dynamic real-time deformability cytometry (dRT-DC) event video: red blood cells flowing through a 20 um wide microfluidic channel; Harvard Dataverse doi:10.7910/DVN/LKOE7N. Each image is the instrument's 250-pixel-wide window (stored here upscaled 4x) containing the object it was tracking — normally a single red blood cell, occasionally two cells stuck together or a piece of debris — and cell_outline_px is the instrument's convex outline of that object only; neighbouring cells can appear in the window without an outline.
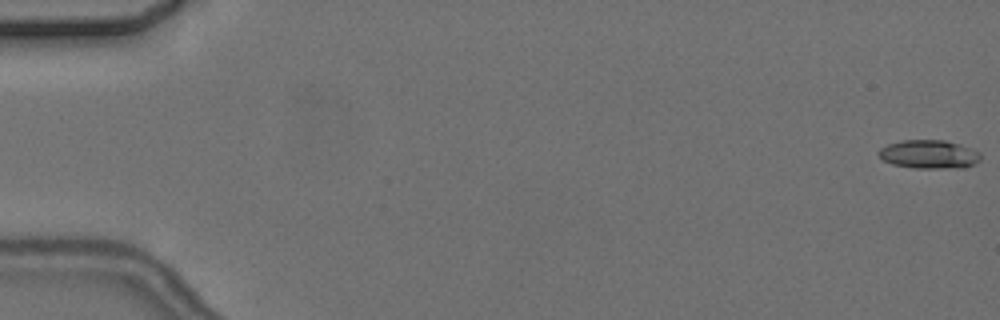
{"species": "common noctule bat (a hibernating species)", "species_latin": "Nyctalus noctula", "temperature_condition": "cold", "stored_images_in_passage": 7, "camera_frame_rate_fps": 3000, "um_per_image_px": 0.085, "animal": {"sex": "female", "body_mass_g": 24.6, "forearm_length_mm": 56.2}, "frame": {"image": 1, "passage_image": 1, "time_ms": 0.0, "image_size_px": [1000, 320], "cell_outline_px": [[980, 160], [964, 168], [916, 168], [892, 164], [884, 160], [876, 152], [880, 148], [888, 144], [904, 140], [944, 140], [960, 144], [972, 148], [980, 152]], "centroid_in_image_um": [78.98, 13.11], "position_along_channel_um": 6.0, "area_um2": 16.99}}
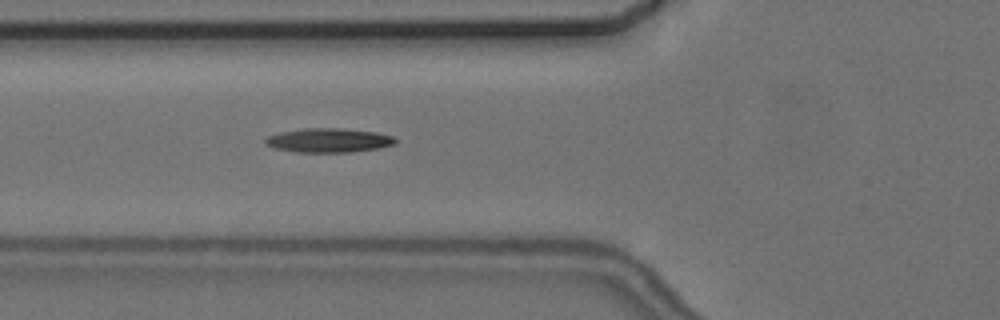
{"frame": {"image": 2, "passage_image": 7, "time_ms": 7.0, "image_size_px": [1000, 320], "cell_outline_px": [[396, 144], [380, 148], [352, 152], [296, 152], [272, 148], [264, 144], [264, 140], [268, 136], [280, 132], [304, 128], [344, 128], [376, 132], [392, 136], [396, 140]], "centroid_in_image_um": [27.92, 11.93], "position_along_channel_um": 97.9, "area_um2": 18.5}}